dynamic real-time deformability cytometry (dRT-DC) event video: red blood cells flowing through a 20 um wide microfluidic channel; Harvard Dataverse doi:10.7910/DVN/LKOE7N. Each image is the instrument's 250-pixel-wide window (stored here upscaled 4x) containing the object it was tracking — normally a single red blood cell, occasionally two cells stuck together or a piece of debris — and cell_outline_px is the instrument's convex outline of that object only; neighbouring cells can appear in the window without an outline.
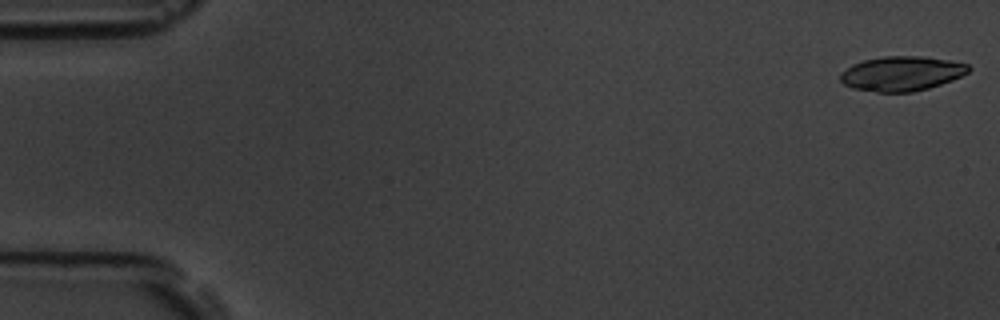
{"species": "common noctule bat (a hibernating species)", "species_latin": "Nyctalus noctula", "temperature_condition": "room temperature", "stored_images_in_passage": 55, "camera_frame_rate_fps": 3000, "um_per_image_px": 0.085, "animal": {"sex": "male", "body_mass_g": 19.5, "forearm_length_mm": 54.6}, "frame": {"image": 1, "passage_image": 1, "time_ms": 0.0, "image_size_px": [1000, 320], "cell_outline_px": [[972, 68], [968, 72], [952, 80], [928, 88], [912, 92], [876, 92], [852, 88], [844, 84], [840, 80], [840, 72], [852, 64], [864, 60], [884, 56], [924, 56], [948, 60], [968, 64]], "centroid_in_image_um": [76.62, 6.25], "position_along_channel_um": 8.4, "area_um2": 25.89}}
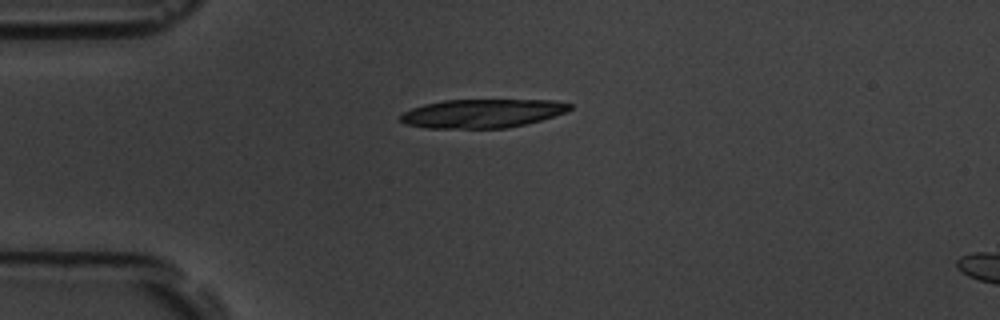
{"frame": {"image": 2, "passage_image": 14, "time_ms": 4.333, "image_size_px": [1000, 320], "cell_outline_px": [[572, 108], [564, 112], [540, 120], [508, 128], [424, 128], [404, 124], [400, 120], [400, 116], [404, 112], [412, 108], [424, 104], [444, 100], [556, 100], [572, 104]], "centroid_in_image_um": [40.96, 9.64], "position_along_channel_um": 44.0, "area_um2": 28.26}}